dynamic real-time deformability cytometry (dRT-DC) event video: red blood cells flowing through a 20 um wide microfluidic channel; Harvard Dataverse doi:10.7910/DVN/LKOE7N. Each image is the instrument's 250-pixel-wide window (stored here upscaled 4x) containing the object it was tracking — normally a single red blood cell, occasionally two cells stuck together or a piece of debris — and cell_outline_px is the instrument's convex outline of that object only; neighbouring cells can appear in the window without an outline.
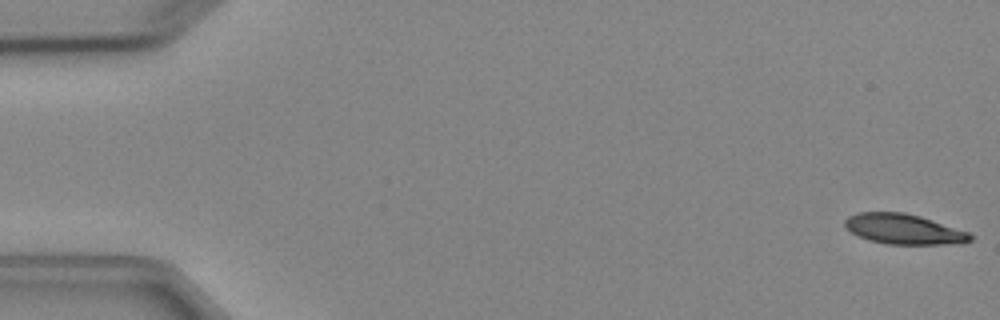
{"species": "Egyptian fruit bat (a non-hibernating species)", "species_latin": "Rousettus aegyptiacus", "temperature_condition": "cold", "stored_images_in_passage": 6, "camera_frame_rate_fps": 3000, "um_per_image_px": 0.085, "animal": {"sex": "female"}, "frame": {"image": 1, "passage_image": 1, "time_ms": 0.0, "image_size_px": [1000, 320], "cell_outline_px": [[972, 240], [960, 244], [888, 244], [868, 240], [852, 232], [844, 224], [844, 220], [848, 216], [860, 212], [904, 212], [920, 216], [968, 232], [972, 236]], "centroid_in_image_um": [76.82, 19.47], "position_along_channel_um": 8.2, "area_um2": 21.91}}
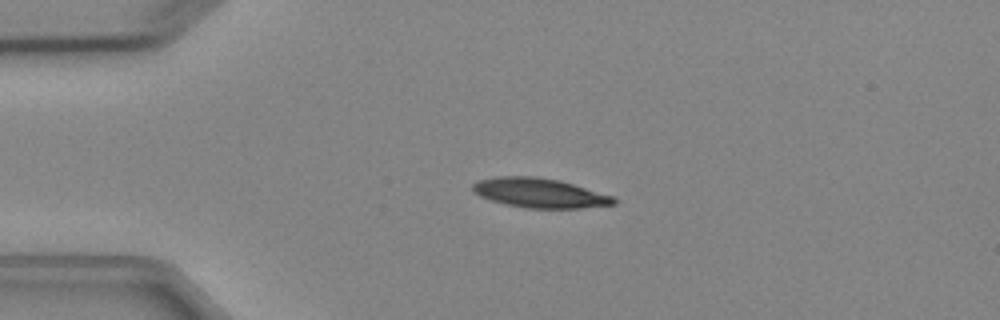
{"frame": {"image": 2, "passage_image": 4, "time_ms": 3.667, "image_size_px": [1000, 320], "cell_outline_px": [[616, 204], [580, 208], [528, 208], [508, 204], [492, 200], [480, 196], [472, 192], [472, 184], [476, 180], [496, 176], [536, 176], [560, 180], [616, 196]], "centroid_in_image_um": [45.88, 16.38], "position_along_channel_um": 39.1, "area_um2": 24.45}}